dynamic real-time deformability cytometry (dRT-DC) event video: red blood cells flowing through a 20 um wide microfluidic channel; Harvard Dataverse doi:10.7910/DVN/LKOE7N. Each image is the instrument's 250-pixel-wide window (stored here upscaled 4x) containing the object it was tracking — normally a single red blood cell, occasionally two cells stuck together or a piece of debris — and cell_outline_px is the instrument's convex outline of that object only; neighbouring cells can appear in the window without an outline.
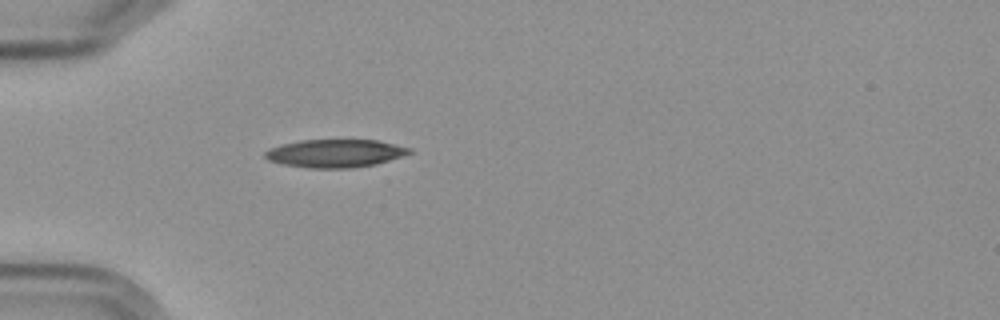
{"species": "Egyptian fruit bat (a non-hibernating species)", "species_latin": "Rousettus aegyptiacus", "temperature_condition": "cold", "stored_images_in_passage": 1, "camera_frame_rate_fps": 3000, "um_per_image_px": 0.085, "frame": {"image": 1, "passage_image": 1, "time_ms": 0.0, "image_size_px": [1000, 320], "cell_outline_px": [[412, 152], [376, 164], [352, 168], [308, 168], [280, 164], [268, 160], [264, 156], [264, 152], [272, 148], [284, 144], [300, 140], [376, 140], [412, 148]], "centroid_in_image_um": [28.47, 13.04], "position_along_channel_um": 56.5, "area_um2": 23.41}}